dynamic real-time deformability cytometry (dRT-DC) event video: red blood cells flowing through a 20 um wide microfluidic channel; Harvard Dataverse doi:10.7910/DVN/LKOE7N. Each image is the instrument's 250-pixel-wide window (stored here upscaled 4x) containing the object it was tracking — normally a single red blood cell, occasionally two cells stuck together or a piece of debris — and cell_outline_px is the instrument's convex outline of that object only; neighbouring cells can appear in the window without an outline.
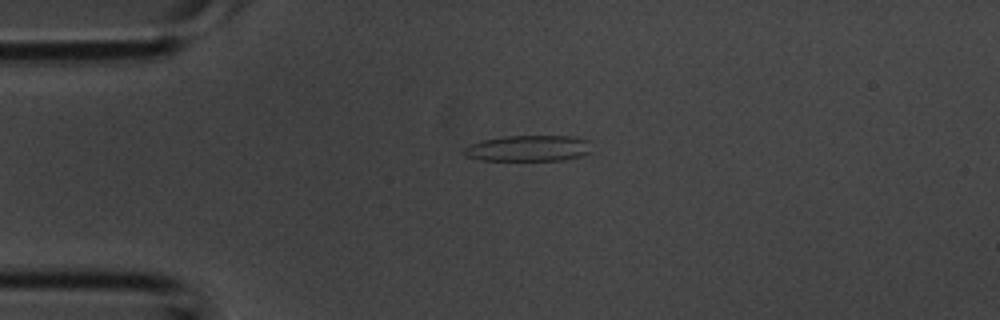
{"species": "common noctule bat (a hibernating species)", "species_latin": "Nyctalus noctula", "temperature_condition": "room temperature", "stored_images_in_passage": 4, "camera_frame_rate_fps": 3000, "um_per_image_px": 0.085, "animal": {"sex": "male", "body_mass_g": 20.1, "forearm_length_mm": 53.5}, "frame": {"image": 1, "passage_image": 3, "time_ms": 0.667, "image_size_px": [1000, 320], "cell_outline_px": [[592, 152], [580, 156], [564, 160], [480, 160], [464, 156], [464, 148], [468, 144], [484, 140], [504, 136], [568, 136], [588, 140]], "centroid_in_image_um": [44.9, 12.61], "position_along_channel_um": 40.1, "area_um2": 19.36}}